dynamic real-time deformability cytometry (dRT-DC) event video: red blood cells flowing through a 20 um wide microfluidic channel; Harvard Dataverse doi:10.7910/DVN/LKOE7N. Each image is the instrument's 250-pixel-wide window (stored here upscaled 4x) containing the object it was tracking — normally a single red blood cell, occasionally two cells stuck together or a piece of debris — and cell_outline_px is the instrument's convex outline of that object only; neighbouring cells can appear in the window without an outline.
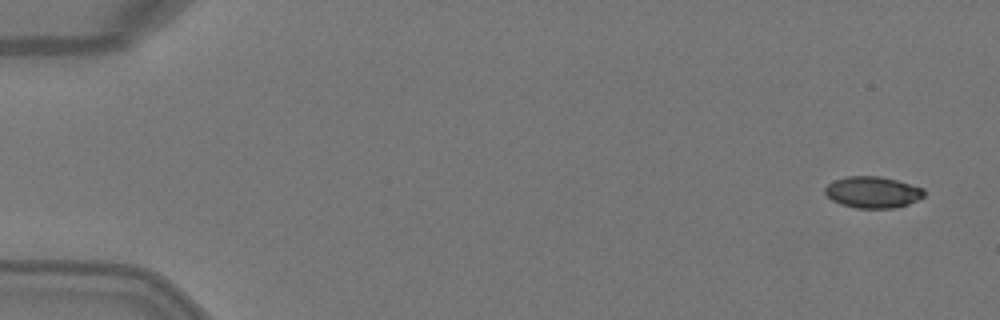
{"species": "Egyptian fruit bat (a non-hibernating species)", "species_latin": "Rousettus aegyptiacus", "temperature_condition": "warm", "stored_images_in_passage": 6, "camera_frame_rate_fps": 3000, "um_per_image_px": 0.085, "animal": {"sex": "female"}, "frame": {"image": 1, "passage_image": 1, "time_ms": 0.0, "image_size_px": [1000, 320], "cell_outline_px": [[924, 196], [908, 204], [896, 208], [856, 208], [840, 204], [832, 200], [824, 192], [824, 188], [828, 184], [836, 180], [848, 176], [880, 176], [896, 180], [924, 188]], "centroid_in_image_um": [74.18, 16.34], "position_along_channel_um": 10.8, "area_um2": 18.09}}
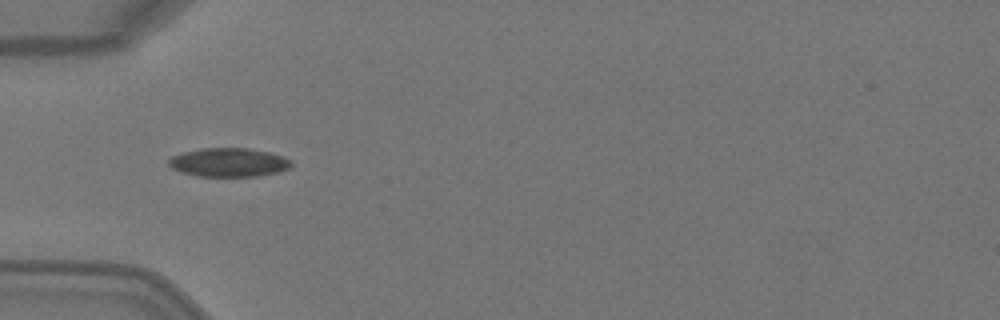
{"frame": {"image": 2, "passage_image": 5, "time_ms": 1.333, "image_size_px": [1000, 320], "cell_outline_px": [[292, 164], [288, 168], [276, 172], [256, 176], [196, 176], [172, 168], [168, 164], [168, 160], [172, 156], [184, 152], [200, 148], [248, 148], [268, 152], [292, 160]], "centroid_in_image_um": [19.42, 13.79], "position_along_channel_um": 65.6, "area_um2": 20.29}}